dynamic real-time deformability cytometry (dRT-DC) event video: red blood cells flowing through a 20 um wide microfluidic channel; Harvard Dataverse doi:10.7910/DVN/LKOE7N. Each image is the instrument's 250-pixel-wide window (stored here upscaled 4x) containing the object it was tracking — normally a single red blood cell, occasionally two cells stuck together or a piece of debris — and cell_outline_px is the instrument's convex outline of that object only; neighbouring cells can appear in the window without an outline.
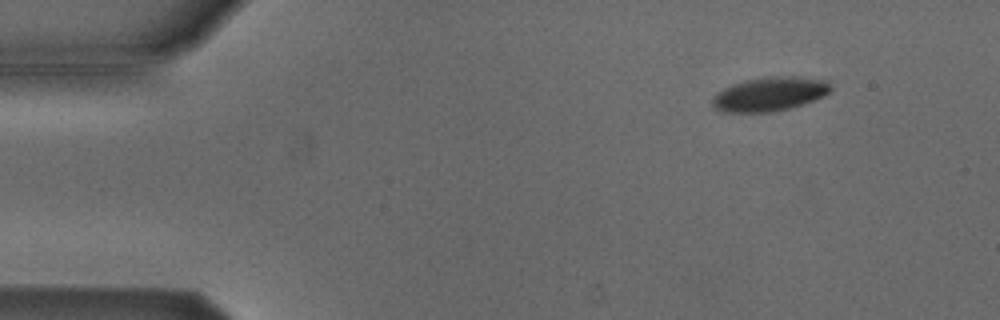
{"species": "Egyptian fruit bat (a non-hibernating species)", "species_latin": "Rousettus aegyptiacus", "temperature_condition": "cold", "stored_images_in_passage": 50, "camera_frame_rate_fps": 3000, "um_per_image_px": 0.085, "animal": {"sex": "male"}, "frame": {"image": 1, "passage_image": 3, "time_ms": 0.667, "image_size_px": [1000, 320], "cell_outline_px": [[832, 88], [824, 96], [804, 104], [772, 112], [724, 112], [716, 108], [712, 104], [712, 100], [724, 88], [732, 84], [744, 80], [772, 76], [796, 76], [828, 80]], "centroid_in_image_um": [65.47, 7.98], "position_along_channel_um": 19.5, "area_um2": 23.35}}
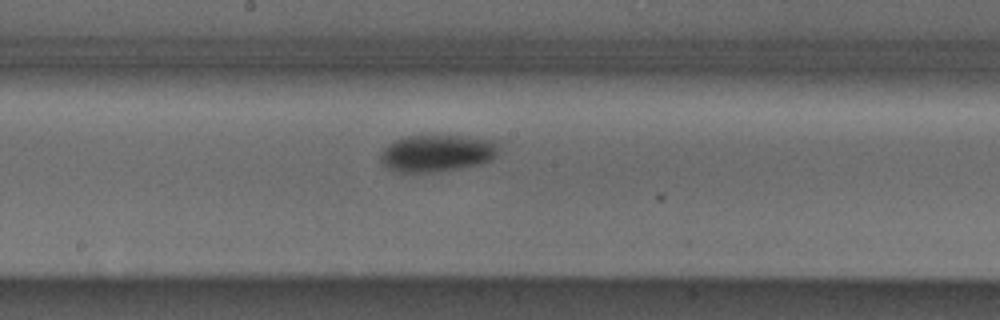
{"frame": {"image": 2, "passage_image": 25, "time_ms": 8.0, "image_size_px": [1000, 320], "cell_outline_px": [[500, 144], [496, 156], [492, 160], [484, 164], [440, 172], [396, 172], [388, 168], [380, 160], [380, 152], [388, 144], [404, 136], [432, 132], [468, 136], [492, 140]], "centroid_in_image_um": [37.17, 12.98], "position_along_channel_um": 211.0, "area_um2": 26.82}}
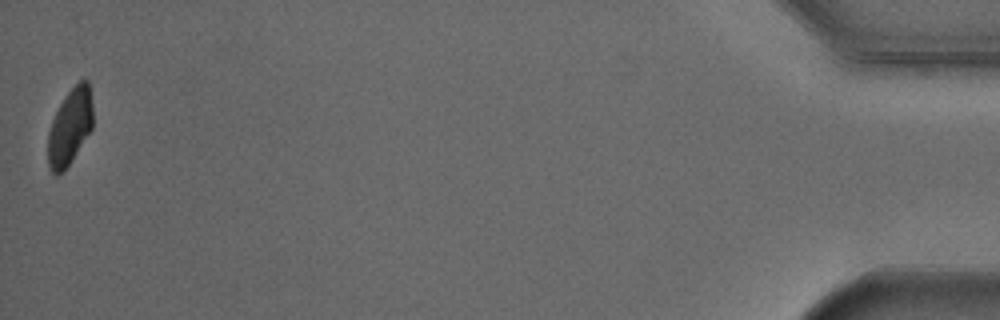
{"frame": {"image": 3, "passage_image": 50, "time_ms": 16.333, "image_size_px": [1000, 320], "cell_outline_px": [[92, 128], [64, 172], [56, 176], [48, 168], [48, 132], [52, 120], [60, 104], [68, 92], [80, 80], [88, 80], [92, 104]], "centroid_in_image_um": [5.93, 10.82], "position_along_channel_um": 429.3, "area_um2": 19.83}, "authors_computed_cell_mechanics": {"area_um2": 24.3338, "velocity_mm_per_s": 3.8227, "shape_relaxation_time_tau1_ms": 1.5521, "shape_relaxation_time_tau2_ms": null, "deformation_change_tau1": 0.0785, "deformation_change_tau2": null}}